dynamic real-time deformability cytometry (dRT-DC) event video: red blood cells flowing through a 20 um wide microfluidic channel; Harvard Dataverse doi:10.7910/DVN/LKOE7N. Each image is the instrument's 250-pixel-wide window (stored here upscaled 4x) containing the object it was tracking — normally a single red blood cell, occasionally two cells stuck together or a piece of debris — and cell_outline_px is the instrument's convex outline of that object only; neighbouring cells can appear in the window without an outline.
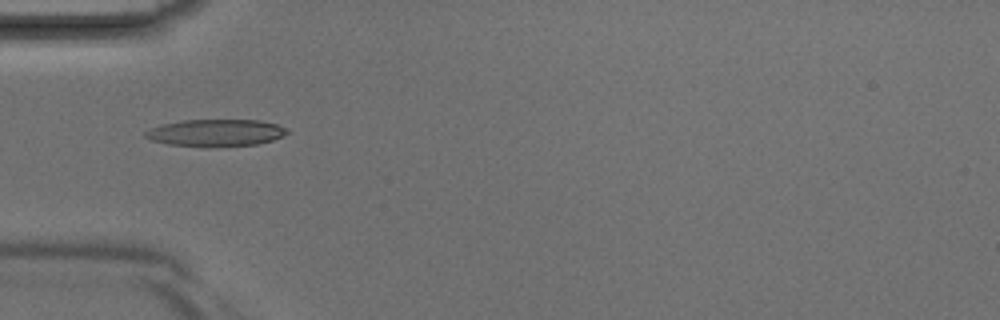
{"species": "Egyptian fruit bat (a non-hibernating species)", "species_latin": "Rousettus aegyptiacus", "temperature_condition": "room temperature", "stored_images_in_passage": 5, "camera_frame_rate_fps": 3000, "um_per_image_px": 0.085, "animal": {"sex": "male"}, "frame": {"image": 1, "passage_image": 4, "time_ms": 1.0, "image_size_px": [1000, 320], "cell_outline_px": [[288, 132], [272, 140], [256, 144], [168, 144], [152, 140], [144, 136], [144, 132], [152, 128], [164, 124], [184, 120], [260, 120], [276, 124], [288, 128]], "centroid_in_image_um": [18.36, 11.23], "position_along_channel_um": 66.6, "area_um2": 21.1}}